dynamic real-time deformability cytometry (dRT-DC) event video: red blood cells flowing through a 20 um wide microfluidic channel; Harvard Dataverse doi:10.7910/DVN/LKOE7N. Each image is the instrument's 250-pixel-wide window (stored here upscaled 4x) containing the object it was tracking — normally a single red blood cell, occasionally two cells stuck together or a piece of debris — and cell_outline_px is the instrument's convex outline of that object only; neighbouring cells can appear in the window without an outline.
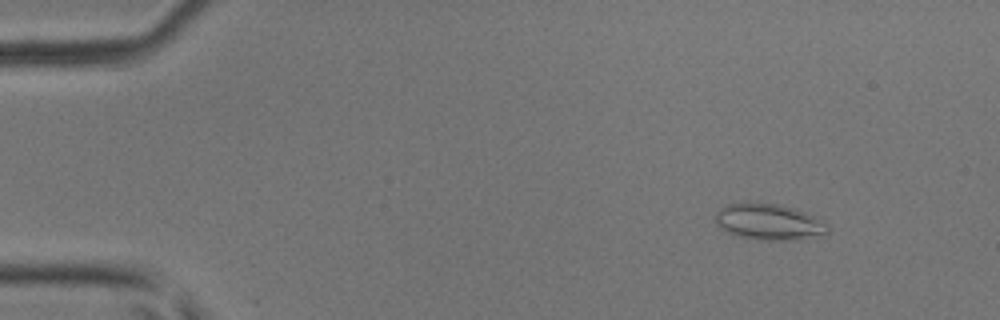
{"species": "common noctule bat (a hibernating species)", "species_latin": "Nyctalus noctula", "temperature_condition": "room temperature", "stored_images_in_passage": 48, "camera_frame_rate_fps": 3000, "um_per_image_px": 0.085, "animal": {"sex": "male", "body_mass_g": 17.9, "forearm_length_mm": 54.2}, "frame": {"image": 1, "passage_image": 5, "time_ms": 1.333, "image_size_px": [1000, 320], "cell_outline_px": [[832, 228], [828, 232], [800, 240], [764, 240], [740, 236], [728, 232], [720, 228], [716, 224], [716, 212], [724, 204], [780, 204], [804, 212], [824, 220]], "centroid_in_image_um": [65.4, 18.88], "position_along_channel_um": 19.6, "area_um2": 23.41}}
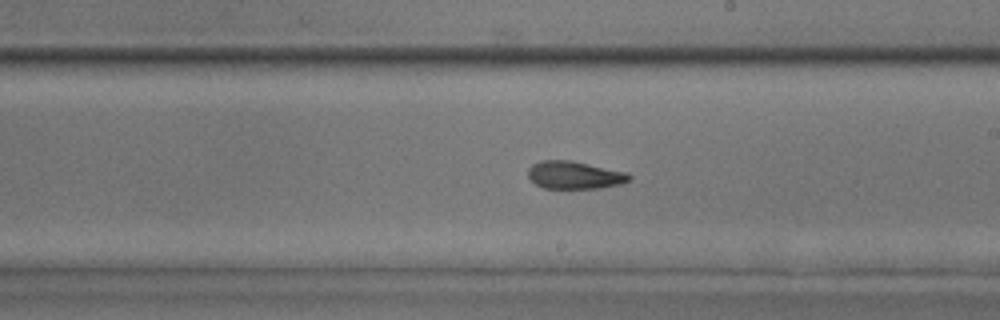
{"frame": {"image": 2, "passage_image": 28, "time_ms": 9.0, "image_size_px": [1000, 320], "cell_outline_px": [[632, 180], [620, 184], [600, 188], [544, 188], [536, 184], [528, 176], [528, 168], [532, 164], [540, 160], [572, 160], [628, 172], [632, 176]], "centroid_in_image_um": [48.87, 14.87], "position_along_channel_um": 240.1, "area_um2": 16.53}}
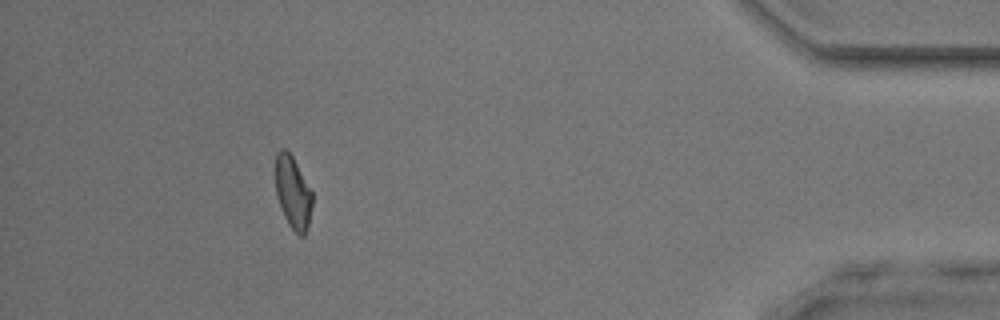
{"frame": {"image": 3, "passage_image": 44, "time_ms": 14.333, "image_size_px": [1000, 320], "cell_outline_px": [[312, 204], [308, 224], [304, 236], [300, 236], [288, 224], [280, 208], [276, 196], [276, 152], [280, 148], [284, 148], [292, 156], [312, 192]], "centroid_in_image_um": [24.88, 16.36], "position_along_channel_um": 410.3, "area_um2": 15.37}, "authors_computed_cell_mechanics": {"area_um2": 16.5597, "velocity_mm_per_s": 4.2011, "shape_relaxation_time_tau1_ms": 7.7644, "shape_relaxation_time_tau2_ms": 2.4236, "deformation_change_tau1": 0.179, "deformation_change_tau2": 0.1004}}